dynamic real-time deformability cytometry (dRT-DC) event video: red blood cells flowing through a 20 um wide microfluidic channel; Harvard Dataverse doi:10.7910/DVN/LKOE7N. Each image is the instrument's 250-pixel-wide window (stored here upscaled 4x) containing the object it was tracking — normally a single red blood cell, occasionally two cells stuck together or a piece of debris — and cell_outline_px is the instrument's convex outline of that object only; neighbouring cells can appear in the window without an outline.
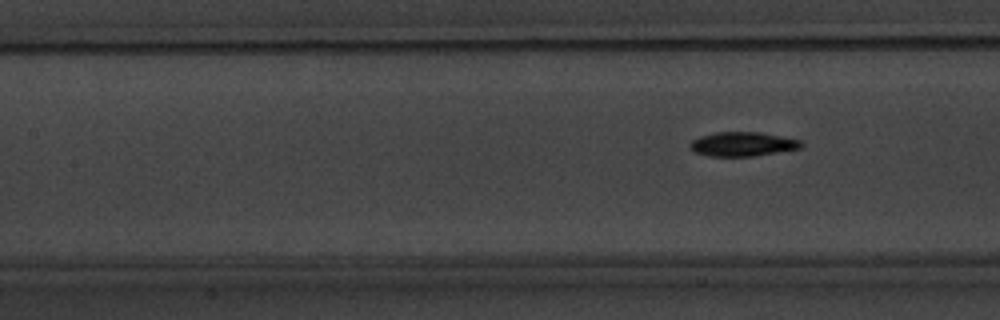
{"species": "common noctule bat (a hibernating species)", "species_latin": "Nyctalus noctula", "temperature_condition": "warm", "stored_images_in_passage": 8, "segment_of_instrument_passage": [2, 2], "camera_frame_rate_fps": 3000, "um_per_image_px": 0.085, "animal": {"sex": "male", "body_mass_g": 20.1, "forearm_length_mm": 53.5}, "frame": {"image": 1, "passage_image": 8, "time_ms": 9.0, "image_size_px": [1000, 320], "cell_outline_px": [[804, 144], [800, 148], [752, 156], [708, 156], [696, 152], [688, 144], [692, 140], [700, 136], [716, 132], [760, 132], [800, 140]], "centroid_in_image_um": [63.1, 12.24], "position_along_channel_um": 144.3, "area_um2": 15.49}}